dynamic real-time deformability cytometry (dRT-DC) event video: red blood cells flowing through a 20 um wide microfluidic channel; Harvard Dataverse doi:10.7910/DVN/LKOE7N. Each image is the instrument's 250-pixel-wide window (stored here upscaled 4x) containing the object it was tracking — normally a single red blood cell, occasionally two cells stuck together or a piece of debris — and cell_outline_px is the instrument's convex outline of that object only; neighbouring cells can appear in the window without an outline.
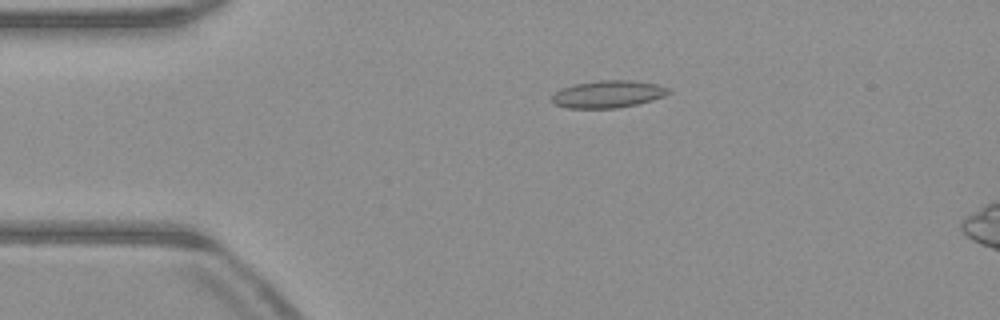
{"species": "common noctule bat (a hibernating species)", "species_latin": "Nyctalus noctula", "temperature_condition": "warm", "stored_images_in_passage": 36, "camera_frame_rate_fps": 3000, "um_per_image_px": 0.085, "animal": {"sex": "male", "body_mass_g": 23.1, "forearm_length_mm": 52.7}, "frame": {"image": 1, "passage_image": 1, "time_ms": 0.0, "image_size_px": [1000, 320], "cell_outline_px": [[672, 92], [664, 96], [652, 100], [636, 104], [616, 108], [568, 108], [556, 104], [552, 100], [552, 96], [560, 88], [576, 84], [600, 80], [628, 80], [656, 84], [668, 88]], "centroid_in_image_um": [51.69, 8.0], "position_along_channel_um": 33.3, "area_um2": 18.32}}
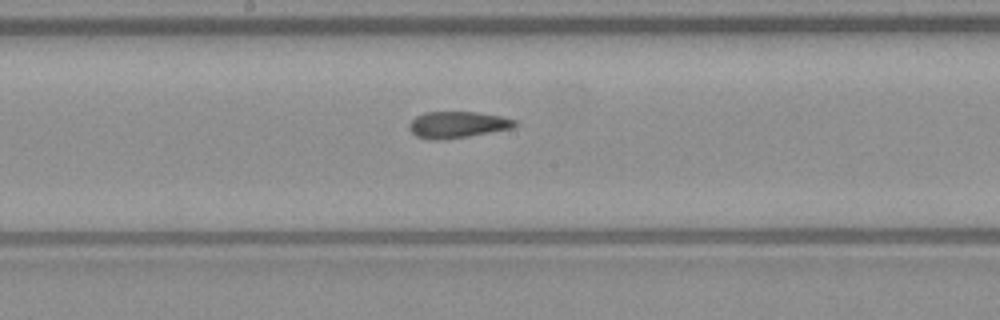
{"frame": {"image": 2, "passage_image": 17, "time_ms": 5.333, "image_size_px": [1000, 320], "cell_outline_px": [[520, 124], [512, 128], [468, 136], [444, 140], [428, 140], [416, 136], [408, 128], [408, 124], [416, 116], [424, 112], [476, 112], [500, 116], [516, 120]], "centroid_in_image_um": [38.86, 10.6], "position_along_channel_um": 209.3, "area_um2": 16.42}}
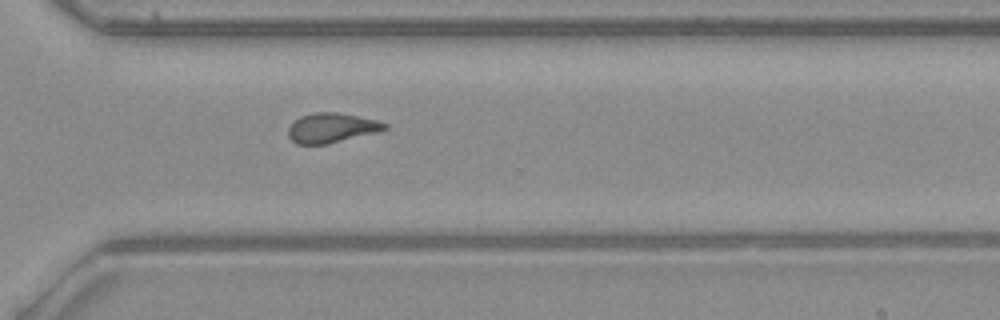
{"frame": {"image": 3, "passage_image": 27, "time_ms": 8.667, "image_size_px": [1000, 320], "cell_outline_px": [[388, 128], [376, 132], [328, 144], [296, 144], [288, 136], [288, 128], [300, 116], [316, 112], [336, 112], [376, 120], [388, 124]], "centroid_in_image_um": [28.17, 10.87], "position_along_channel_um": 342.4, "area_um2": 16.47}, "authors_computed_cell_mechanics": {"area_um2": 16.6175, "velocity_mm_per_s": 4.0056, "shape_relaxation_time_tau1_ms": null, "shape_relaxation_time_tau2_ms": 2.24, "deformation_change_tau1": null, "deformation_change_tau2": 0.1049}}